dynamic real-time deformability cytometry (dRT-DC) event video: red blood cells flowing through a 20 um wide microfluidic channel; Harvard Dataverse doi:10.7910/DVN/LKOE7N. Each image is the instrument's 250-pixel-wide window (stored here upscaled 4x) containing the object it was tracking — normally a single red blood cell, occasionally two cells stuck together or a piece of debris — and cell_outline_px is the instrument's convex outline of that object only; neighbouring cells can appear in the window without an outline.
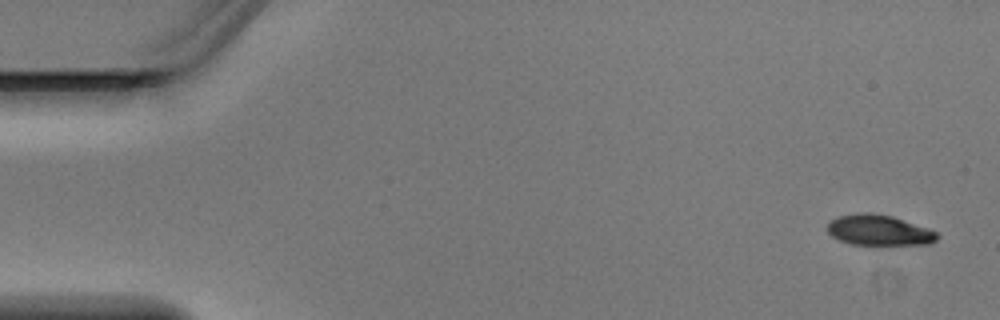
{"species": "Egyptian fruit bat (a non-hibernating species)", "species_latin": "Rousettus aegyptiacus", "temperature_condition": "warm", "stored_images_in_passage": 4, "camera_frame_rate_fps": 3000, "um_per_image_px": 0.085, "animal": {"sex": "male"}, "frame": {"image": 1, "passage_image": 1, "time_ms": 0.0, "image_size_px": [1000, 320], "cell_outline_px": [[940, 236], [936, 240], [928, 244], [880, 248], [876, 248], [852, 244], [840, 240], [832, 236], [828, 232], [828, 224], [832, 220], [840, 216], [856, 212], [872, 212], [892, 216], [928, 228], [936, 232]], "centroid_in_image_um": [74.75, 19.62], "position_along_channel_um": 10.2, "area_um2": 20.52}}